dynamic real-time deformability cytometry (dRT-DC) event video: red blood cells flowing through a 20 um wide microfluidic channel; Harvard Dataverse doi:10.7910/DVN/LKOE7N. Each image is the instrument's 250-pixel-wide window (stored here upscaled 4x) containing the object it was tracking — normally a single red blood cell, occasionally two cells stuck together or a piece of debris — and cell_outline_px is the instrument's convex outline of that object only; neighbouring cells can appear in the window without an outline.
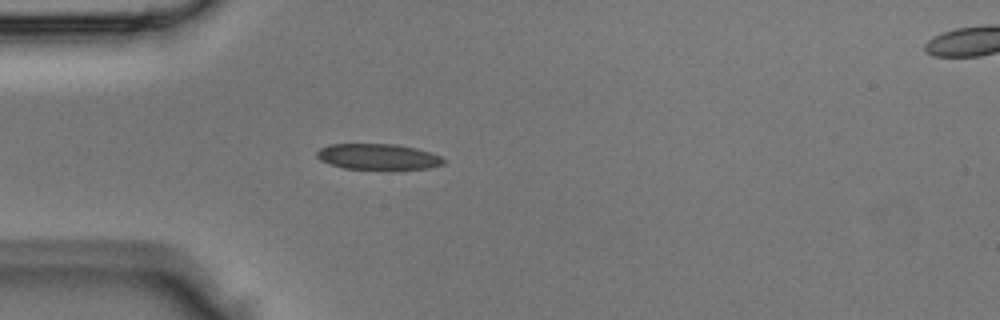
{"species": "Egyptian fruit bat (a non-hibernating species)", "species_latin": "Rousettus aegyptiacus", "temperature_condition": "room temperature", "stored_images_in_passage": 4, "segment_of_instrument_passage": [1, 2], "camera_frame_rate_fps": 3000, "um_per_image_px": 0.085, "animal": {"sex": "male"}, "frame": {"image": 1, "passage_image": 3, "time_ms": 0.667, "image_size_px": [1000, 320], "cell_outline_px": [[444, 164], [428, 168], [344, 168], [320, 160], [316, 156], [316, 152], [320, 148], [332, 144], [396, 144], [416, 148], [432, 152], [440, 156], [444, 160]], "centroid_in_image_um": [32.13, 13.3], "position_along_channel_um": 52.9, "area_um2": 18.67}}